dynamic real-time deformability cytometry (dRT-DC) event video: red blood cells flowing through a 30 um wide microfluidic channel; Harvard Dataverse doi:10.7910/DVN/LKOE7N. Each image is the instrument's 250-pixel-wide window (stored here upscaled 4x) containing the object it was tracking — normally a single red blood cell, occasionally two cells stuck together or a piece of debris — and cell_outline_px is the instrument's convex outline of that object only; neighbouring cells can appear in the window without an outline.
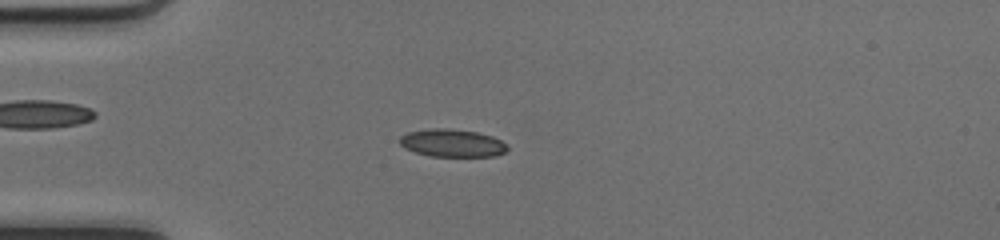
{"species": "common noctule bat (a hibernating species)", "species_latin": "Nyctalus noctula", "temperature_condition": "cold", "stored_images_in_passage": 45, "camera_frame_rate_fps": 3000, "um_per_image_px": 0.085, "animal": {"sex": "female", "body_mass_g": 17.0, "forearm_length_mm": 48.0}, "frame": {"image": 1, "passage_image": 9, "time_ms": 2.667, "image_size_px": [1000, 240], "cell_outline_px": [[508, 148], [504, 152], [496, 156], [428, 156], [404, 148], [400, 144], [400, 136], [408, 132], [432, 128], [448, 128], [476, 132], [492, 136], [500, 140]], "centroid_in_image_um": [38.41, 12.16], "position_along_channel_um": 46.6, "area_um2": 17.28}}
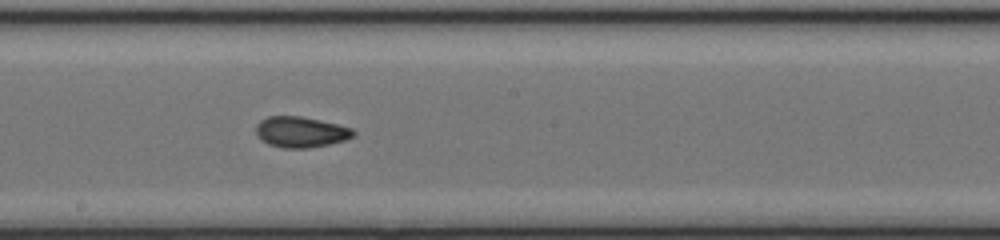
{"frame": {"image": 2, "passage_image": 23, "time_ms": 7.333, "image_size_px": [1000, 240], "cell_outline_px": [[356, 132], [352, 136], [344, 140], [328, 144], [308, 148], [284, 148], [268, 144], [256, 136], [256, 124], [260, 120], [268, 116], [300, 116], [336, 124], [352, 128]], "centroid_in_image_um": [25.52, 11.22], "position_along_channel_um": 222.7, "area_um2": 17.34}}
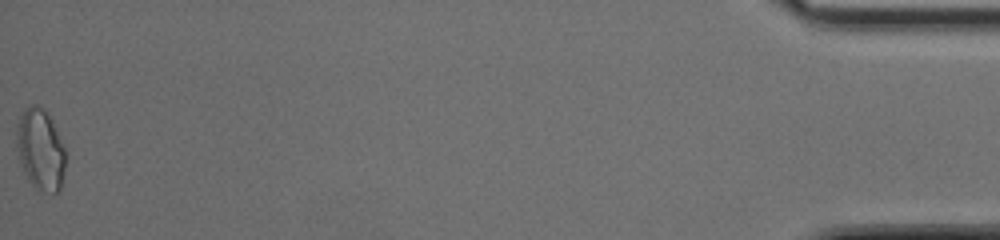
{"frame": {"image": 3, "passage_image": 45, "time_ms": 14.667, "image_size_px": [1000, 240], "cell_outline_px": [[68, 156], [60, 192], [52, 192], [36, 188], [28, 180], [20, 164], [16, 144], [16, 124], [24, 108], [32, 104], [36, 104], [52, 120]], "centroid_in_image_um": [3.45, 12.72], "position_along_channel_um": 431.8, "area_um2": 23.41}, "authors_computed_cell_mechanics": {"area_um2": 17.2822, "velocity_mm_per_s": 4.2074, "shape_relaxation_time_tau1_ms": 7.9563, "shape_relaxation_time_tau2_ms": 1.7687, "deformation_change_tau1": 0.2019, "deformation_change_tau2": 0.0689}}